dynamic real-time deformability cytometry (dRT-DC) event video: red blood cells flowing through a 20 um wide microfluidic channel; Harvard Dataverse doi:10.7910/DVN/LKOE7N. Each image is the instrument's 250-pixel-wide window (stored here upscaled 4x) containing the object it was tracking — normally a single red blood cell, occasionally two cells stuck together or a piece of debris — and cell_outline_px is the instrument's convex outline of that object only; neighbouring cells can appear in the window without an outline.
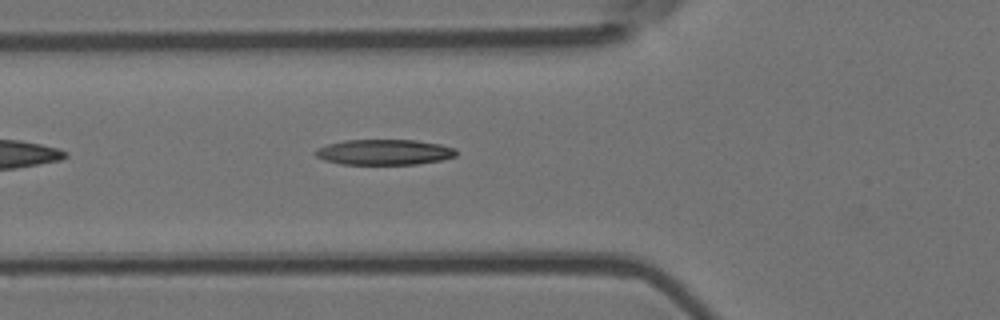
{"species": "Egyptian fruit bat (a non-hibernating species)", "species_latin": "Rousettus aegyptiacus", "temperature_condition": "room temperature", "stored_images_in_passage": 5, "camera_frame_rate_fps": 3000, "um_per_image_px": 0.085, "animal": {"sex": "female"}, "frame": {"image": 1, "passage_image": 5, "time_ms": 1.333, "image_size_px": [1000, 320], "cell_outline_px": [[456, 156], [440, 160], [416, 164], [340, 164], [324, 160], [316, 156], [316, 152], [320, 148], [328, 144], [344, 140], [416, 140], [440, 144], [456, 148]], "centroid_in_image_um": [32.69, 12.93], "position_along_channel_um": 93.1, "area_um2": 20.75}}